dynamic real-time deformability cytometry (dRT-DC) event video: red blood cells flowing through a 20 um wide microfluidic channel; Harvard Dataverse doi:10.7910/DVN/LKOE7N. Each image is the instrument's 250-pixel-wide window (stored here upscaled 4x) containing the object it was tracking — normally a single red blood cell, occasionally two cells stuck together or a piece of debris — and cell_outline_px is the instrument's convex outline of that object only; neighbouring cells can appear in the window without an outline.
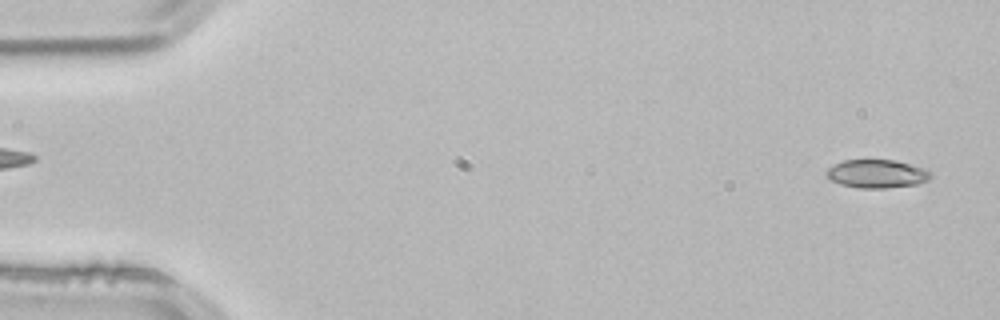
{"species": "common noctule bat (a hibernating species)", "species_latin": "Nyctalus noctula", "temperature_condition": "room temperature", "stored_images_in_passage": 53, "camera_frame_rate_fps": 3000, "um_per_image_px": 0.085, "animal": {"sex": "male", "body_mass_g": 21.5, "forearm_length_mm": 52.0}, "frame": {"image": 1, "passage_image": 2, "time_ms": 0.333, "image_size_px": [1000, 320], "cell_outline_px": [[932, 176], [928, 180], [916, 184], [884, 188], [860, 188], [840, 184], [832, 180], [824, 172], [828, 168], [844, 160], [896, 160], [924, 168], [932, 172]], "centroid_in_image_um": [74.55, 14.77], "position_along_channel_um": 10.4, "area_um2": 17.11}}
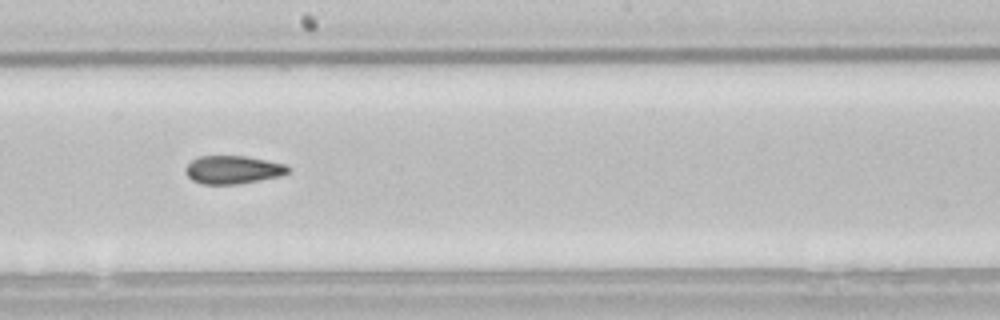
{"frame": {"image": 2, "passage_image": 29, "time_ms": 9.333, "image_size_px": [1000, 320], "cell_outline_px": [[292, 172], [280, 176], [260, 180], [236, 184], [204, 184], [192, 180], [184, 172], [184, 168], [192, 160], [200, 156], [248, 156], [288, 164], [292, 168]], "centroid_in_image_um": [19.86, 14.42], "position_along_channel_um": 228.3, "area_um2": 17.11}}
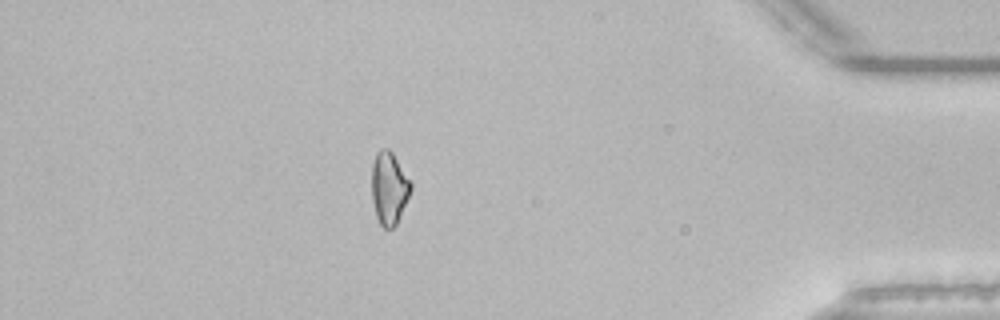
{"frame": {"image": 3, "passage_image": 46, "time_ms": 15.0, "image_size_px": [1000, 320], "cell_outline_px": [[412, 188], [396, 224], [392, 228], [384, 228], [380, 224], [376, 216], [372, 200], [372, 164], [376, 152], [380, 148], [388, 148], [392, 152], [412, 184]], "centroid_in_image_um": [33.05, 15.97], "position_along_channel_um": 402.2, "area_um2": 16.36}, "authors_computed_cell_mechanics": {"area_um2": 17.1666, "velocity_mm_per_s": 3.8457, "shape_relaxation_time_tau1_ms": null, "shape_relaxation_time_tau2_ms": 7.195, "deformation_change_tau1": null, "deformation_change_tau2": 0.1353}}